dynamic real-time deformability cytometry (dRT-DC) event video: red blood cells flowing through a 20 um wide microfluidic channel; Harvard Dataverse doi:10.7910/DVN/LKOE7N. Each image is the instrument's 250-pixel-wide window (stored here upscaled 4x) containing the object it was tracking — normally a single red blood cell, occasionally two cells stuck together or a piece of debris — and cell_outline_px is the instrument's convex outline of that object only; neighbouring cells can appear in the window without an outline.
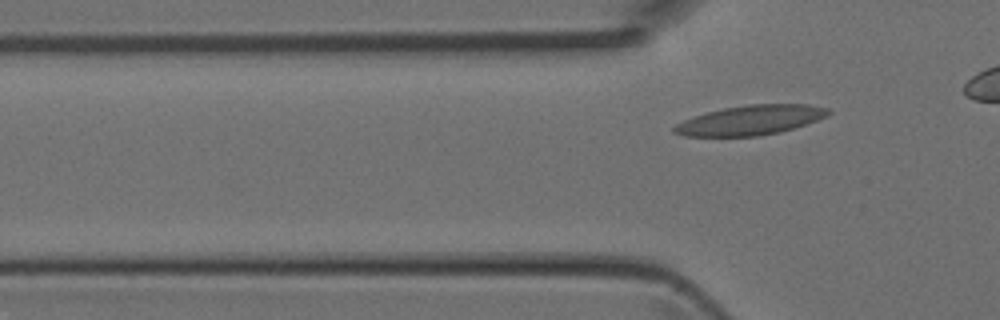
{"species": "Egyptian fruit bat (a non-hibernating species)", "species_latin": "Rousettus aegyptiacus", "temperature_condition": "room temperature", "stored_images_in_passage": 6, "camera_frame_rate_fps": 3000, "um_per_image_px": 0.085, "animal": {"sex": "female"}, "frame": {"image": 1, "passage_image": 6, "time_ms": 1.667, "image_size_px": [1000, 320], "cell_outline_px": [[832, 112], [816, 120], [780, 132], [756, 136], [684, 136], [672, 132], [672, 128], [676, 124], [684, 120], [708, 112], [724, 108], [748, 104], [808, 104], [828, 108]], "centroid_in_image_um": [63.77, 10.21], "position_along_channel_um": 62.0, "area_um2": 26.3}}